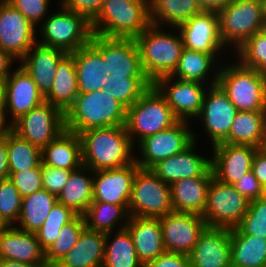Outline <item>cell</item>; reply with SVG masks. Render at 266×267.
I'll list each match as a JSON object with an SVG mask.
<instances>
[{
	"label": "cell",
	"mask_w": 266,
	"mask_h": 267,
	"mask_svg": "<svg viewBox=\"0 0 266 267\" xmlns=\"http://www.w3.org/2000/svg\"><path fill=\"white\" fill-rule=\"evenodd\" d=\"M79 137L82 163L92 171L116 169L135 161L133 148L137 147L132 144L125 126L89 129Z\"/></svg>",
	"instance_id": "6da1fadb"
},
{
	"label": "cell",
	"mask_w": 266,
	"mask_h": 267,
	"mask_svg": "<svg viewBox=\"0 0 266 267\" xmlns=\"http://www.w3.org/2000/svg\"><path fill=\"white\" fill-rule=\"evenodd\" d=\"M127 108L103 90L79 93L66 111L65 129L76 134L89 129L125 126Z\"/></svg>",
	"instance_id": "7a4b0ae2"
},
{
	"label": "cell",
	"mask_w": 266,
	"mask_h": 267,
	"mask_svg": "<svg viewBox=\"0 0 266 267\" xmlns=\"http://www.w3.org/2000/svg\"><path fill=\"white\" fill-rule=\"evenodd\" d=\"M164 28L150 25L138 35L137 42L141 66L145 76L154 83L158 78L171 75L184 49L180 32L174 28V33Z\"/></svg>",
	"instance_id": "3957f363"
},
{
	"label": "cell",
	"mask_w": 266,
	"mask_h": 267,
	"mask_svg": "<svg viewBox=\"0 0 266 267\" xmlns=\"http://www.w3.org/2000/svg\"><path fill=\"white\" fill-rule=\"evenodd\" d=\"M150 25L148 0H105L91 30L99 36L136 38Z\"/></svg>",
	"instance_id": "277c9868"
},
{
	"label": "cell",
	"mask_w": 266,
	"mask_h": 267,
	"mask_svg": "<svg viewBox=\"0 0 266 267\" xmlns=\"http://www.w3.org/2000/svg\"><path fill=\"white\" fill-rule=\"evenodd\" d=\"M233 61L220 66L217 84L237 111H266V74Z\"/></svg>",
	"instance_id": "5b68a950"
},
{
	"label": "cell",
	"mask_w": 266,
	"mask_h": 267,
	"mask_svg": "<svg viewBox=\"0 0 266 267\" xmlns=\"http://www.w3.org/2000/svg\"><path fill=\"white\" fill-rule=\"evenodd\" d=\"M178 121L164 96L152 85L127 108L125 127L132 144L136 147V143L145 137L165 130Z\"/></svg>",
	"instance_id": "8992f818"
},
{
	"label": "cell",
	"mask_w": 266,
	"mask_h": 267,
	"mask_svg": "<svg viewBox=\"0 0 266 267\" xmlns=\"http://www.w3.org/2000/svg\"><path fill=\"white\" fill-rule=\"evenodd\" d=\"M217 13L219 34L227 50L230 48V53L266 28L261 0H231Z\"/></svg>",
	"instance_id": "52a82bcc"
},
{
	"label": "cell",
	"mask_w": 266,
	"mask_h": 267,
	"mask_svg": "<svg viewBox=\"0 0 266 267\" xmlns=\"http://www.w3.org/2000/svg\"><path fill=\"white\" fill-rule=\"evenodd\" d=\"M59 10L48 14L41 25V38L37 42L61 49L65 53H73L81 47L90 43L93 35L91 23L80 14L66 9L62 4H58Z\"/></svg>",
	"instance_id": "ba28073f"
},
{
	"label": "cell",
	"mask_w": 266,
	"mask_h": 267,
	"mask_svg": "<svg viewBox=\"0 0 266 267\" xmlns=\"http://www.w3.org/2000/svg\"><path fill=\"white\" fill-rule=\"evenodd\" d=\"M173 212L170 185L151 169L138 168L128 205L129 216L160 218Z\"/></svg>",
	"instance_id": "9c48e42d"
},
{
	"label": "cell",
	"mask_w": 266,
	"mask_h": 267,
	"mask_svg": "<svg viewBox=\"0 0 266 267\" xmlns=\"http://www.w3.org/2000/svg\"><path fill=\"white\" fill-rule=\"evenodd\" d=\"M250 201L241 195L234 185L213 177L207 194V202L201 215L208 227L235 229L249 210Z\"/></svg>",
	"instance_id": "30bf717a"
},
{
	"label": "cell",
	"mask_w": 266,
	"mask_h": 267,
	"mask_svg": "<svg viewBox=\"0 0 266 267\" xmlns=\"http://www.w3.org/2000/svg\"><path fill=\"white\" fill-rule=\"evenodd\" d=\"M189 121L179 120L173 126L145 137L138 145L136 164L143 169H152L157 163L178 154L194 141V132ZM192 130V131H191Z\"/></svg>",
	"instance_id": "8fae6325"
},
{
	"label": "cell",
	"mask_w": 266,
	"mask_h": 267,
	"mask_svg": "<svg viewBox=\"0 0 266 267\" xmlns=\"http://www.w3.org/2000/svg\"><path fill=\"white\" fill-rule=\"evenodd\" d=\"M90 44L102 55L105 74L120 77H146L135 38L105 37L93 34Z\"/></svg>",
	"instance_id": "7c38bea8"
},
{
	"label": "cell",
	"mask_w": 266,
	"mask_h": 267,
	"mask_svg": "<svg viewBox=\"0 0 266 267\" xmlns=\"http://www.w3.org/2000/svg\"><path fill=\"white\" fill-rule=\"evenodd\" d=\"M12 130L42 149L65 130V116L59 108L44 102L16 120Z\"/></svg>",
	"instance_id": "4fadbf2b"
},
{
	"label": "cell",
	"mask_w": 266,
	"mask_h": 267,
	"mask_svg": "<svg viewBox=\"0 0 266 267\" xmlns=\"http://www.w3.org/2000/svg\"><path fill=\"white\" fill-rule=\"evenodd\" d=\"M153 85L164 96L176 117L183 121L196 120L209 88L207 84L182 80L170 75L158 78Z\"/></svg>",
	"instance_id": "5bb4252c"
},
{
	"label": "cell",
	"mask_w": 266,
	"mask_h": 267,
	"mask_svg": "<svg viewBox=\"0 0 266 267\" xmlns=\"http://www.w3.org/2000/svg\"><path fill=\"white\" fill-rule=\"evenodd\" d=\"M37 28L6 0H0V48L21 60L37 42ZM37 36V37H36Z\"/></svg>",
	"instance_id": "9a60e30c"
},
{
	"label": "cell",
	"mask_w": 266,
	"mask_h": 267,
	"mask_svg": "<svg viewBox=\"0 0 266 267\" xmlns=\"http://www.w3.org/2000/svg\"><path fill=\"white\" fill-rule=\"evenodd\" d=\"M206 92L202 110L196 119L202 121L204 131L211 139L210 146L213 147L228 137L238 111L218 84L209 86Z\"/></svg>",
	"instance_id": "2e32d148"
},
{
	"label": "cell",
	"mask_w": 266,
	"mask_h": 267,
	"mask_svg": "<svg viewBox=\"0 0 266 267\" xmlns=\"http://www.w3.org/2000/svg\"><path fill=\"white\" fill-rule=\"evenodd\" d=\"M165 251L189 255L206 229L205 219L195 213L171 212L159 218Z\"/></svg>",
	"instance_id": "e0dca14e"
},
{
	"label": "cell",
	"mask_w": 266,
	"mask_h": 267,
	"mask_svg": "<svg viewBox=\"0 0 266 267\" xmlns=\"http://www.w3.org/2000/svg\"><path fill=\"white\" fill-rule=\"evenodd\" d=\"M185 49L207 54H223L227 48L219 34L216 11H203L177 27ZM225 49V50H224Z\"/></svg>",
	"instance_id": "ac0fdd59"
},
{
	"label": "cell",
	"mask_w": 266,
	"mask_h": 267,
	"mask_svg": "<svg viewBox=\"0 0 266 267\" xmlns=\"http://www.w3.org/2000/svg\"><path fill=\"white\" fill-rule=\"evenodd\" d=\"M45 102L32 77L19 65L5 79L4 111L13 124L22 115Z\"/></svg>",
	"instance_id": "d6986e66"
},
{
	"label": "cell",
	"mask_w": 266,
	"mask_h": 267,
	"mask_svg": "<svg viewBox=\"0 0 266 267\" xmlns=\"http://www.w3.org/2000/svg\"><path fill=\"white\" fill-rule=\"evenodd\" d=\"M138 168L134 161L116 169L93 171V201L120 204L128 211Z\"/></svg>",
	"instance_id": "ffe728a7"
},
{
	"label": "cell",
	"mask_w": 266,
	"mask_h": 267,
	"mask_svg": "<svg viewBox=\"0 0 266 267\" xmlns=\"http://www.w3.org/2000/svg\"><path fill=\"white\" fill-rule=\"evenodd\" d=\"M211 168L219 181L233 185L252 168L257 147L220 143L212 147Z\"/></svg>",
	"instance_id": "44dd1931"
},
{
	"label": "cell",
	"mask_w": 266,
	"mask_h": 267,
	"mask_svg": "<svg viewBox=\"0 0 266 267\" xmlns=\"http://www.w3.org/2000/svg\"><path fill=\"white\" fill-rule=\"evenodd\" d=\"M191 267H232L231 229H206L189 254Z\"/></svg>",
	"instance_id": "7402d4cb"
},
{
	"label": "cell",
	"mask_w": 266,
	"mask_h": 267,
	"mask_svg": "<svg viewBox=\"0 0 266 267\" xmlns=\"http://www.w3.org/2000/svg\"><path fill=\"white\" fill-rule=\"evenodd\" d=\"M196 137L194 133V141L187 148L160 161L151 170L169 185L184 178L204 176L211 169V155L202 156L194 152L198 145Z\"/></svg>",
	"instance_id": "603a6c76"
},
{
	"label": "cell",
	"mask_w": 266,
	"mask_h": 267,
	"mask_svg": "<svg viewBox=\"0 0 266 267\" xmlns=\"http://www.w3.org/2000/svg\"><path fill=\"white\" fill-rule=\"evenodd\" d=\"M66 54L61 49L36 42L18 62L45 97L52 89L58 64Z\"/></svg>",
	"instance_id": "cb8c5ba5"
},
{
	"label": "cell",
	"mask_w": 266,
	"mask_h": 267,
	"mask_svg": "<svg viewBox=\"0 0 266 267\" xmlns=\"http://www.w3.org/2000/svg\"><path fill=\"white\" fill-rule=\"evenodd\" d=\"M0 259L27 264H46L45 251L36 233L27 232L12 225L0 235Z\"/></svg>",
	"instance_id": "d4e9b609"
},
{
	"label": "cell",
	"mask_w": 266,
	"mask_h": 267,
	"mask_svg": "<svg viewBox=\"0 0 266 267\" xmlns=\"http://www.w3.org/2000/svg\"><path fill=\"white\" fill-rule=\"evenodd\" d=\"M213 177L211 168L204 176L184 178L172 183L170 191L173 211L202 215Z\"/></svg>",
	"instance_id": "484cf974"
},
{
	"label": "cell",
	"mask_w": 266,
	"mask_h": 267,
	"mask_svg": "<svg viewBox=\"0 0 266 267\" xmlns=\"http://www.w3.org/2000/svg\"><path fill=\"white\" fill-rule=\"evenodd\" d=\"M126 229L131 234L137 256L143 265L165 252L159 218L130 216Z\"/></svg>",
	"instance_id": "4316f807"
},
{
	"label": "cell",
	"mask_w": 266,
	"mask_h": 267,
	"mask_svg": "<svg viewBox=\"0 0 266 267\" xmlns=\"http://www.w3.org/2000/svg\"><path fill=\"white\" fill-rule=\"evenodd\" d=\"M106 233L85 228L77 243L54 267H102Z\"/></svg>",
	"instance_id": "83f0119b"
},
{
	"label": "cell",
	"mask_w": 266,
	"mask_h": 267,
	"mask_svg": "<svg viewBox=\"0 0 266 267\" xmlns=\"http://www.w3.org/2000/svg\"><path fill=\"white\" fill-rule=\"evenodd\" d=\"M75 61L79 93L102 90L110 80L102 55L89 43L71 53Z\"/></svg>",
	"instance_id": "f1b7e54d"
},
{
	"label": "cell",
	"mask_w": 266,
	"mask_h": 267,
	"mask_svg": "<svg viewBox=\"0 0 266 267\" xmlns=\"http://www.w3.org/2000/svg\"><path fill=\"white\" fill-rule=\"evenodd\" d=\"M221 56L222 54H207L184 48L179 58L178 65L170 76L182 80L200 82L208 86L216 85L218 83L219 73V65L217 67V62L220 61L219 58ZM212 73L214 76L211 75Z\"/></svg>",
	"instance_id": "f546056e"
},
{
	"label": "cell",
	"mask_w": 266,
	"mask_h": 267,
	"mask_svg": "<svg viewBox=\"0 0 266 267\" xmlns=\"http://www.w3.org/2000/svg\"><path fill=\"white\" fill-rule=\"evenodd\" d=\"M42 164L65 170H76L82 163L81 140L78 134L64 130L41 149Z\"/></svg>",
	"instance_id": "4dcf8cb0"
},
{
	"label": "cell",
	"mask_w": 266,
	"mask_h": 267,
	"mask_svg": "<svg viewBox=\"0 0 266 267\" xmlns=\"http://www.w3.org/2000/svg\"><path fill=\"white\" fill-rule=\"evenodd\" d=\"M57 199L77 215L83 216L93 201V171L85 165L71 171Z\"/></svg>",
	"instance_id": "1f68e13d"
},
{
	"label": "cell",
	"mask_w": 266,
	"mask_h": 267,
	"mask_svg": "<svg viewBox=\"0 0 266 267\" xmlns=\"http://www.w3.org/2000/svg\"><path fill=\"white\" fill-rule=\"evenodd\" d=\"M78 94L75 61L73 55L67 53L58 64L52 89L45 96V102L59 108L65 114Z\"/></svg>",
	"instance_id": "d6a6232c"
},
{
	"label": "cell",
	"mask_w": 266,
	"mask_h": 267,
	"mask_svg": "<svg viewBox=\"0 0 266 267\" xmlns=\"http://www.w3.org/2000/svg\"><path fill=\"white\" fill-rule=\"evenodd\" d=\"M148 6L151 24L169 29L203 12L197 0H148Z\"/></svg>",
	"instance_id": "836d02e7"
},
{
	"label": "cell",
	"mask_w": 266,
	"mask_h": 267,
	"mask_svg": "<svg viewBox=\"0 0 266 267\" xmlns=\"http://www.w3.org/2000/svg\"><path fill=\"white\" fill-rule=\"evenodd\" d=\"M266 111H238L228 137L222 142L262 148L265 140Z\"/></svg>",
	"instance_id": "e575fe53"
},
{
	"label": "cell",
	"mask_w": 266,
	"mask_h": 267,
	"mask_svg": "<svg viewBox=\"0 0 266 267\" xmlns=\"http://www.w3.org/2000/svg\"><path fill=\"white\" fill-rule=\"evenodd\" d=\"M232 267H266V240L231 229Z\"/></svg>",
	"instance_id": "d590c367"
},
{
	"label": "cell",
	"mask_w": 266,
	"mask_h": 267,
	"mask_svg": "<svg viewBox=\"0 0 266 267\" xmlns=\"http://www.w3.org/2000/svg\"><path fill=\"white\" fill-rule=\"evenodd\" d=\"M83 217L88 230L110 233L125 229L130 216L120 204L92 201Z\"/></svg>",
	"instance_id": "8d00e7d4"
},
{
	"label": "cell",
	"mask_w": 266,
	"mask_h": 267,
	"mask_svg": "<svg viewBox=\"0 0 266 267\" xmlns=\"http://www.w3.org/2000/svg\"><path fill=\"white\" fill-rule=\"evenodd\" d=\"M58 201L57 196L45 189L23 197L21 213L16 227L27 231L36 232L45 222L52 207Z\"/></svg>",
	"instance_id": "74e56055"
},
{
	"label": "cell",
	"mask_w": 266,
	"mask_h": 267,
	"mask_svg": "<svg viewBox=\"0 0 266 267\" xmlns=\"http://www.w3.org/2000/svg\"><path fill=\"white\" fill-rule=\"evenodd\" d=\"M112 237L114 238L111 239ZM102 267H143L131 234L126 228L106 233L105 258Z\"/></svg>",
	"instance_id": "f35d334b"
},
{
	"label": "cell",
	"mask_w": 266,
	"mask_h": 267,
	"mask_svg": "<svg viewBox=\"0 0 266 267\" xmlns=\"http://www.w3.org/2000/svg\"><path fill=\"white\" fill-rule=\"evenodd\" d=\"M9 172H20L42 164L41 148L21 138L13 130L7 134Z\"/></svg>",
	"instance_id": "ab89813d"
},
{
	"label": "cell",
	"mask_w": 266,
	"mask_h": 267,
	"mask_svg": "<svg viewBox=\"0 0 266 267\" xmlns=\"http://www.w3.org/2000/svg\"><path fill=\"white\" fill-rule=\"evenodd\" d=\"M108 77L110 80L102 90L126 108L133 105L153 85L147 77Z\"/></svg>",
	"instance_id": "60d3db41"
},
{
	"label": "cell",
	"mask_w": 266,
	"mask_h": 267,
	"mask_svg": "<svg viewBox=\"0 0 266 267\" xmlns=\"http://www.w3.org/2000/svg\"><path fill=\"white\" fill-rule=\"evenodd\" d=\"M85 228L86 223L82 215H76L62 226L56 240L45 251V261L48 267H54L72 249Z\"/></svg>",
	"instance_id": "b9f144b4"
},
{
	"label": "cell",
	"mask_w": 266,
	"mask_h": 267,
	"mask_svg": "<svg viewBox=\"0 0 266 267\" xmlns=\"http://www.w3.org/2000/svg\"><path fill=\"white\" fill-rule=\"evenodd\" d=\"M233 54L244 66L266 74V28L247 39Z\"/></svg>",
	"instance_id": "7bdbcfd3"
},
{
	"label": "cell",
	"mask_w": 266,
	"mask_h": 267,
	"mask_svg": "<svg viewBox=\"0 0 266 267\" xmlns=\"http://www.w3.org/2000/svg\"><path fill=\"white\" fill-rule=\"evenodd\" d=\"M237 228L243 234L266 240V195L250 201L249 210Z\"/></svg>",
	"instance_id": "ee69618b"
},
{
	"label": "cell",
	"mask_w": 266,
	"mask_h": 267,
	"mask_svg": "<svg viewBox=\"0 0 266 267\" xmlns=\"http://www.w3.org/2000/svg\"><path fill=\"white\" fill-rule=\"evenodd\" d=\"M22 200L23 197L9 178L0 180V214L12 225L19 220Z\"/></svg>",
	"instance_id": "f6af8a7d"
},
{
	"label": "cell",
	"mask_w": 266,
	"mask_h": 267,
	"mask_svg": "<svg viewBox=\"0 0 266 267\" xmlns=\"http://www.w3.org/2000/svg\"><path fill=\"white\" fill-rule=\"evenodd\" d=\"M9 179L20 192L22 197H27L43 189L41 165L20 172H10Z\"/></svg>",
	"instance_id": "bcb514c9"
},
{
	"label": "cell",
	"mask_w": 266,
	"mask_h": 267,
	"mask_svg": "<svg viewBox=\"0 0 266 267\" xmlns=\"http://www.w3.org/2000/svg\"><path fill=\"white\" fill-rule=\"evenodd\" d=\"M20 11L37 29L38 24L45 20L50 9L51 0H6Z\"/></svg>",
	"instance_id": "7dc6e473"
},
{
	"label": "cell",
	"mask_w": 266,
	"mask_h": 267,
	"mask_svg": "<svg viewBox=\"0 0 266 267\" xmlns=\"http://www.w3.org/2000/svg\"><path fill=\"white\" fill-rule=\"evenodd\" d=\"M70 173V170L54 168L41 164L43 189L55 196H58L67 182Z\"/></svg>",
	"instance_id": "c3c4849f"
},
{
	"label": "cell",
	"mask_w": 266,
	"mask_h": 267,
	"mask_svg": "<svg viewBox=\"0 0 266 267\" xmlns=\"http://www.w3.org/2000/svg\"><path fill=\"white\" fill-rule=\"evenodd\" d=\"M105 0H59L66 9L83 15L90 23L97 17Z\"/></svg>",
	"instance_id": "681fc988"
},
{
	"label": "cell",
	"mask_w": 266,
	"mask_h": 267,
	"mask_svg": "<svg viewBox=\"0 0 266 267\" xmlns=\"http://www.w3.org/2000/svg\"><path fill=\"white\" fill-rule=\"evenodd\" d=\"M235 189L249 201L256 200L266 195V191L254 176L252 170L247 172L236 183L233 184Z\"/></svg>",
	"instance_id": "f907efd6"
},
{
	"label": "cell",
	"mask_w": 266,
	"mask_h": 267,
	"mask_svg": "<svg viewBox=\"0 0 266 267\" xmlns=\"http://www.w3.org/2000/svg\"><path fill=\"white\" fill-rule=\"evenodd\" d=\"M143 267H191L189 255L165 251Z\"/></svg>",
	"instance_id": "816d5d0a"
},
{
	"label": "cell",
	"mask_w": 266,
	"mask_h": 267,
	"mask_svg": "<svg viewBox=\"0 0 266 267\" xmlns=\"http://www.w3.org/2000/svg\"><path fill=\"white\" fill-rule=\"evenodd\" d=\"M77 214L71 209L67 208L60 202L56 204L50 210L47 219L43 225H53V226H64L66 223L70 222Z\"/></svg>",
	"instance_id": "f5cc1de1"
},
{
	"label": "cell",
	"mask_w": 266,
	"mask_h": 267,
	"mask_svg": "<svg viewBox=\"0 0 266 267\" xmlns=\"http://www.w3.org/2000/svg\"><path fill=\"white\" fill-rule=\"evenodd\" d=\"M252 172L266 191V150L258 148L252 160Z\"/></svg>",
	"instance_id": "db71d44e"
},
{
	"label": "cell",
	"mask_w": 266,
	"mask_h": 267,
	"mask_svg": "<svg viewBox=\"0 0 266 267\" xmlns=\"http://www.w3.org/2000/svg\"><path fill=\"white\" fill-rule=\"evenodd\" d=\"M62 226L42 225L35 233L41 248L46 251L56 240Z\"/></svg>",
	"instance_id": "11a10c76"
},
{
	"label": "cell",
	"mask_w": 266,
	"mask_h": 267,
	"mask_svg": "<svg viewBox=\"0 0 266 267\" xmlns=\"http://www.w3.org/2000/svg\"><path fill=\"white\" fill-rule=\"evenodd\" d=\"M7 135L0 138V180L9 178Z\"/></svg>",
	"instance_id": "9f6ffc18"
},
{
	"label": "cell",
	"mask_w": 266,
	"mask_h": 267,
	"mask_svg": "<svg viewBox=\"0 0 266 267\" xmlns=\"http://www.w3.org/2000/svg\"><path fill=\"white\" fill-rule=\"evenodd\" d=\"M16 59H14L8 52L0 48V80L5 81V79L11 74L12 64Z\"/></svg>",
	"instance_id": "6f0895ef"
},
{
	"label": "cell",
	"mask_w": 266,
	"mask_h": 267,
	"mask_svg": "<svg viewBox=\"0 0 266 267\" xmlns=\"http://www.w3.org/2000/svg\"><path fill=\"white\" fill-rule=\"evenodd\" d=\"M203 11L221 10L231 0H197Z\"/></svg>",
	"instance_id": "680465c9"
},
{
	"label": "cell",
	"mask_w": 266,
	"mask_h": 267,
	"mask_svg": "<svg viewBox=\"0 0 266 267\" xmlns=\"http://www.w3.org/2000/svg\"><path fill=\"white\" fill-rule=\"evenodd\" d=\"M7 117L4 109H0V138L5 137L11 130L12 124L11 122H6Z\"/></svg>",
	"instance_id": "91938a15"
},
{
	"label": "cell",
	"mask_w": 266,
	"mask_h": 267,
	"mask_svg": "<svg viewBox=\"0 0 266 267\" xmlns=\"http://www.w3.org/2000/svg\"><path fill=\"white\" fill-rule=\"evenodd\" d=\"M0 267H48L47 264H27L14 260L0 259Z\"/></svg>",
	"instance_id": "94428289"
},
{
	"label": "cell",
	"mask_w": 266,
	"mask_h": 267,
	"mask_svg": "<svg viewBox=\"0 0 266 267\" xmlns=\"http://www.w3.org/2000/svg\"><path fill=\"white\" fill-rule=\"evenodd\" d=\"M12 224L0 214V235L7 231Z\"/></svg>",
	"instance_id": "6125c7cd"
},
{
	"label": "cell",
	"mask_w": 266,
	"mask_h": 267,
	"mask_svg": "<svg viewBox=\"0 0 266 267\" xmlns=\"http://www.w3.org/2000/svg\"><path fill=\"white\" fill-rule=\"evenodd\" d=\"M5 81L0 80V109H4Z\"/></svg>",
	"instance_id": "be15d7a7"
},
{
	"label": "cell",
	"mask_w": 266,
	"mask_h": 267,
	"mask_svg": "<svg viewBox=\"0 0 266 267\" xmlns=\"http://www.w3.org/2000/svg\"><path fill=\"white\" fill-rule=\"evenodd\" d=\"M261 1H262L263 14L266 19V0H261Z\"/></svg>",
	"instance_id": "e7e4bbea"
},
{
	"label": "cell",
	"mask_w": 266,
	"mask_h": 267,
	"mask_svg": "<svg viewBox=\"0 0 266 267\" xmlns=\"http://www.w3.org/2000/svg\"><path fill=\"white\" fill-rule=\"evenodd\" d=\"M262 148L264 150H266V124H265V140H264V144H263Z\"/></svg>",
	"instance_id": "03108f58"
}]
</instances>
